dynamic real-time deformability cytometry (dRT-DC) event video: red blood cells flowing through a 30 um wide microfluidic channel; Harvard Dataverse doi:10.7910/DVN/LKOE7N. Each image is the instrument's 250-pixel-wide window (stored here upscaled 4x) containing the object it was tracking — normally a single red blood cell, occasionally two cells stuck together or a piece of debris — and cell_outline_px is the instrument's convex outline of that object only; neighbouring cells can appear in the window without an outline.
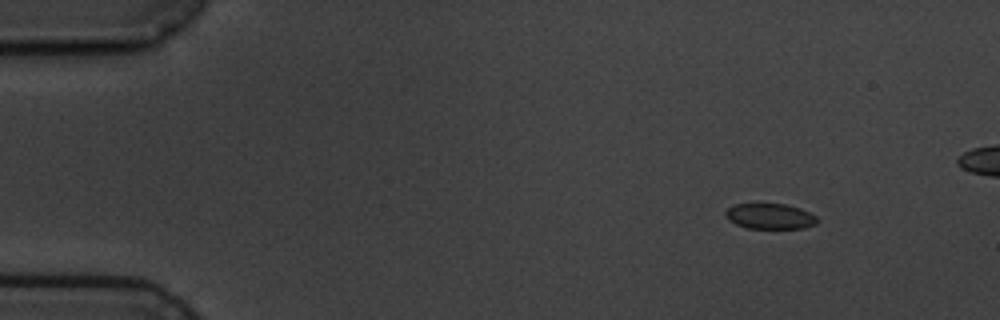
{"species": "common noctule bat (a hibernating species)", "species_latin": "Nyctalus noctula", "temperature_condition": "cold", "stored_images_in_passage": 6, "camera_frame_rate_fps": 3000, "um_per_image_px": 0.085, "animal": {"sex": "male", "body_mass_g": 19.5, "forearm_length_mm": 54.6}, "frame": {"image": 1, "passage_image": 2, "time_ms": 1.333, "image_size_px": [1000, 320], "cell_outline_px": [[820, 220], [816, 224], [804, 228], [748, 228], [736, 224], [728, 220], [724, 216], [724, 212], [728, 208], [736, 204], [756, 200], [784, 204], [800, 208], [816, 216]], "centroid_in_image_um": [65.4, 18.33], "position_along_channel_um": 19.6, "area_um2": 14.33}}
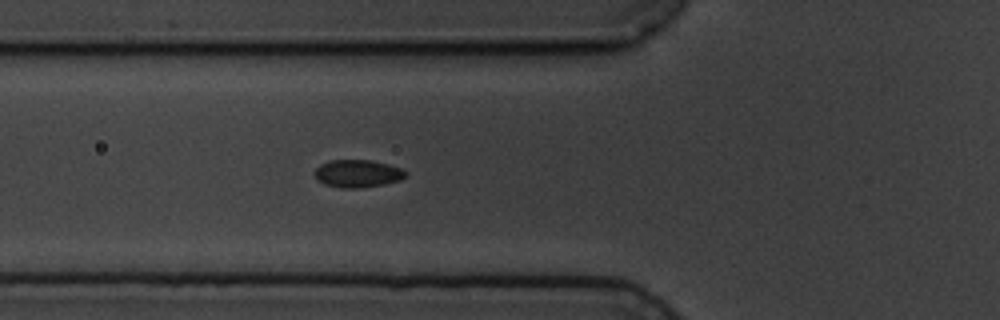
{"frame": {"image": 2, "passage_image": 6, "time_ms": 6.0, "image_size_px": [1000, 320], "cell_outline_px": [[408, 172], [400, 180], [384, 184], [360, 188], [340, 188], [324, 184], [316, 180], [316, 168], [320, 164], [328, 160], [372, 160], [388, 164], [400, 168]], "centroid_in_image_um": [30.38, 14.75], "position_along_channel_um": 95.4, "area_um2": 14.68}}